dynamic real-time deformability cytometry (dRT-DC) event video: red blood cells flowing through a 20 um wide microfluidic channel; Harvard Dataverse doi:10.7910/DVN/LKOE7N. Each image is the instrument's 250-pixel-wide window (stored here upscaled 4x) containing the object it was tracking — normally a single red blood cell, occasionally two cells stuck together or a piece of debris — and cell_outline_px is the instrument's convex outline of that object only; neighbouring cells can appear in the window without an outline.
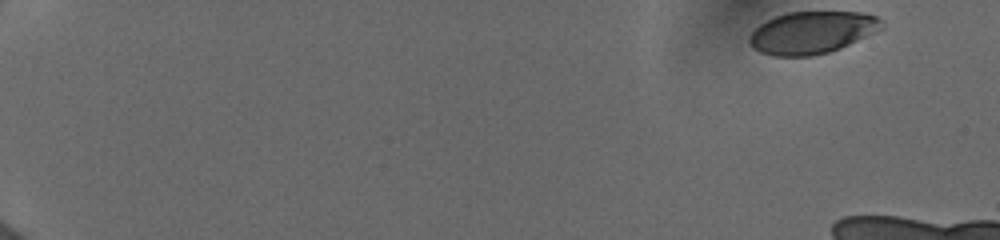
{"species": "human", "species_latin": "Homo sapiens", "temperature_condition": "cold", "stored_images_in_passage": 17, "camera_frame_rate_fps": 3000, "um_per_image_px": 0.085, "donor": {"sex": "female"}, "frame": {"image": 1, "passage_image": 1, "time_ms": 0.0, "image_size_px": [1000, 240], "cell_outline_px": [[884, 28], [876, 32], [840, 48], [828, 52], [812, 56], [772, 56], [760, 52], [752, 48], [748, 40], [752, 32], [760, 24], [776, 16], [788, 12], [864, 12], [876, 16], [880, 20]], "centroid_in_image_um": [69.02, 2.77], "position_along_channel_um": 16.0, "area_um2": 32.54}}